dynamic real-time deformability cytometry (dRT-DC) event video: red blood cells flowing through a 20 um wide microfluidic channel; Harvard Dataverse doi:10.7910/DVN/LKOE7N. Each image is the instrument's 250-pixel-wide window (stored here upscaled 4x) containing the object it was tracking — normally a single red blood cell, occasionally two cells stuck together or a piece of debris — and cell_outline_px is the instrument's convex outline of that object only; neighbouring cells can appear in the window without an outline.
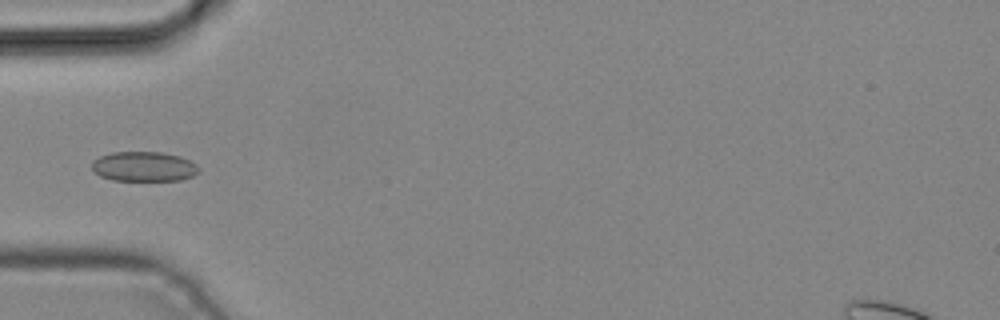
{"species": "common noctule bat (a hibernating species)", "species_latin": "Nyctalus noctula", "temperature_condition": "cold", "stored_images_in_passage": 4, "camera_frame_rate_fps": 3000, "um_per_image_px": 0.085, "animal": {"sex": "male", "body_mass_g": 19.2, "forearm_length_mm": 51.8}, "frame": {"image": 1, "passage_image": 4, "time_ms": 1.0, "image_size_px": [1000, 320], "cell_outline_px": [[200, 172], [192, 176], [180, 180], [112, 180], [100, 176], [92, 172], [92, 160], [100, 156], [112, 152], [160, 152], [180, 156], [196, 164], [200, 168]], "centroid_in_image_um": [12.21, 14.15], "position_along_channel_um": 72.8, "area_um2": 18.67}}